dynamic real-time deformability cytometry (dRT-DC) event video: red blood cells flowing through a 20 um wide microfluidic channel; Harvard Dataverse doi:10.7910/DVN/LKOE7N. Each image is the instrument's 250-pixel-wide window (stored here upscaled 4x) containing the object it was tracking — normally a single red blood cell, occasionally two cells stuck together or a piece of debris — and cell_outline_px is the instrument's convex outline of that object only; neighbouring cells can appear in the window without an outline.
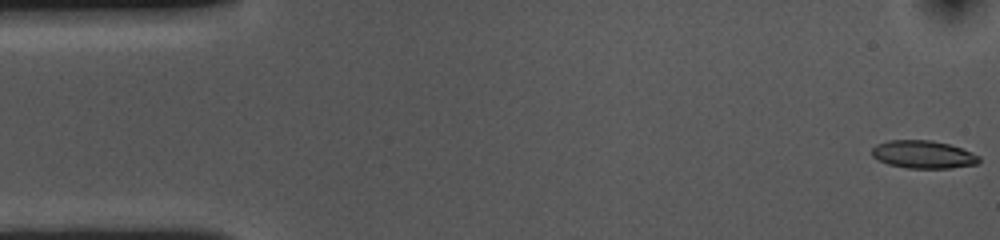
{"species": "common noctule bat (a hibernating species)", "species_latin": "Nyctalus noctula", "temperature_condition": "cold", "stored_images_in_passage": 54, "camera_frame_rate_fps": 3000, "um_per_image_px": 0.085, "animal": {"sex": "female", "body_mass_g": 10.0, "forearm_length_mm": 53.1}, "frame": {"image": 1, "passage_image": 1, "time_ms": 0.0, "image_size_px": [1000, 240], "cell_outline_px": [[980, 160], [976, 164], [952, 168], [908, 168], [888, 164], [872, 156], [872, 148], [876, 144], [888, 140], [932, 140], [948, 144], [972, 152], [980, 156]], "centroid_in_image_um": [78.47, 13.13], "position_along_channel_um": 6.5, "area_um2": 17.34}}
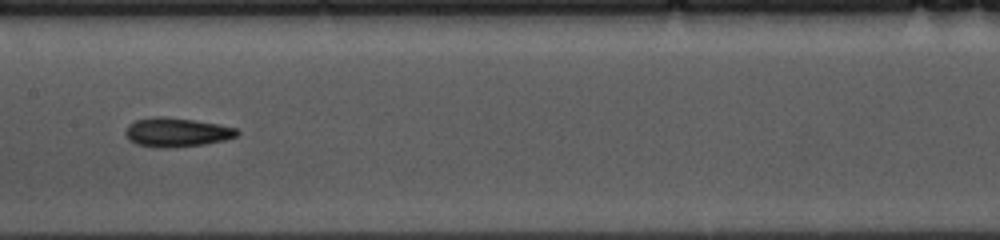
{"frame": {"image": 2, "passage_image": 26, "time_ms": 8.333, "image_size_px": [1000, 240], "cell_outline_px": [[240, 132], [236, 136], [224, 140], [204, 144], [168, 148], [156, 148], [136, 144], [128, 140], [124, 132], [128, 124], [136, 120], [152, 116], [164, 116], [196, 120], [220, 124], [236, 128]], "centroid_in_image_um": [14.98, 11.24], "position_along_channel_um": 192.4, "area_um2": 19.19}}
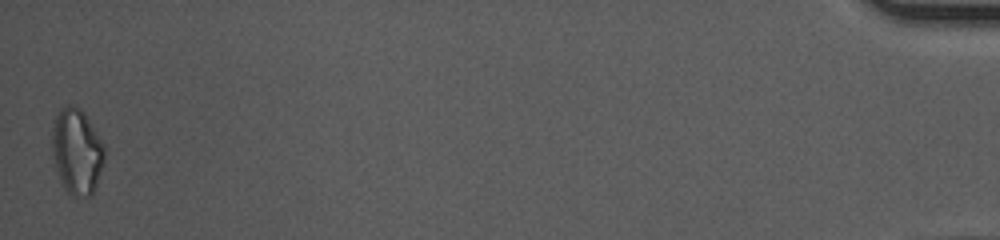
{"frame": {"image": 3, "passage_image": 54, "time_ms": 17.667, "image_size_px": [1000, 240], "cell_outline_px": [[104, 164], [96, 184], [92, 192], [88, 196], [72, 196], [68, 192], [60, 180], [52, 152], [52, 128], [56, 116], [60, 108], [68, 104], [72, 104], [80, 108], [84, 112], [96, 132], [104, 148]], "centroid_in_image_um": [6.52, 12.84], "position_along_channel_um": 428.7, "area_um2": 25.84}, "authors_computed_cell_mechanics": {"area_um2": 18.0625, "velocity_mm_per_s": 3.6125, "shape_relaxation_time_tau1_ms": 4.6676, "shape_relaxation_time_tau2_ms": 3.9991, "deformation_change_tau1": 0.128, "deformation_change_tau2": 0.1166}}